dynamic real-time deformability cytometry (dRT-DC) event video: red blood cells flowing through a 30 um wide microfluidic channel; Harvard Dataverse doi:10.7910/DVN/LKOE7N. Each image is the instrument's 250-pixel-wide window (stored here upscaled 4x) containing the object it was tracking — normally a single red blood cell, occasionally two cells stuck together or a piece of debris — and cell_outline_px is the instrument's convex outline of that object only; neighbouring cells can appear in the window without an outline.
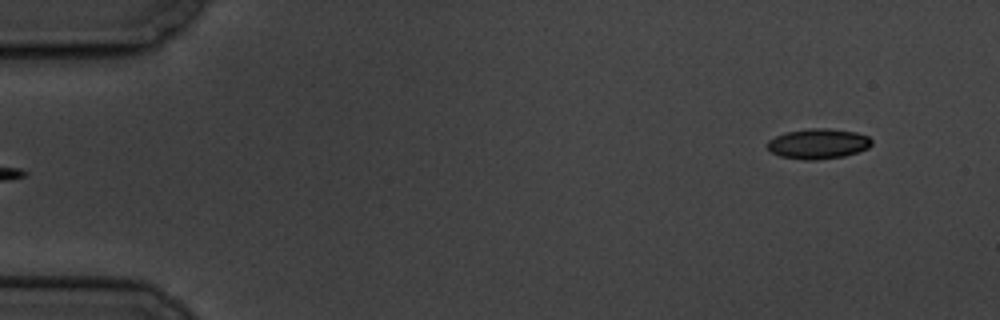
{"species": "common noctule bat (a hibernating species)", "species_latin": "Nyctalus noctula", "temperature_condition": "cold", "stored_images_in_passage": 6, "segment_of_instrument_passage": [2, 2], "camera_frame_rate_fps": 3000, "um_per_image_px": 0.085, "animal": {"sex": "male", "body_mass_g": 19.5, "forearm_length_mm": 54.6}, "frame": {"image": 1, "passage_image": 6, "time_ms": 6.667, "image_size_px": [1000, 320], "cell_outline_px": [[872, 144], [868, 148], [844, 156], [816, 160], [804, 160], [780, 156], [772, 152], [768, 148], [768, 140], [784, 132], [812, 128], [828, 128], [856, 132], [868, 136], [872, 140]], "centroid_in_image_um": [69.55, 12.21], "position_along_channel_um": 15.5, "area_um2": 18.32}}